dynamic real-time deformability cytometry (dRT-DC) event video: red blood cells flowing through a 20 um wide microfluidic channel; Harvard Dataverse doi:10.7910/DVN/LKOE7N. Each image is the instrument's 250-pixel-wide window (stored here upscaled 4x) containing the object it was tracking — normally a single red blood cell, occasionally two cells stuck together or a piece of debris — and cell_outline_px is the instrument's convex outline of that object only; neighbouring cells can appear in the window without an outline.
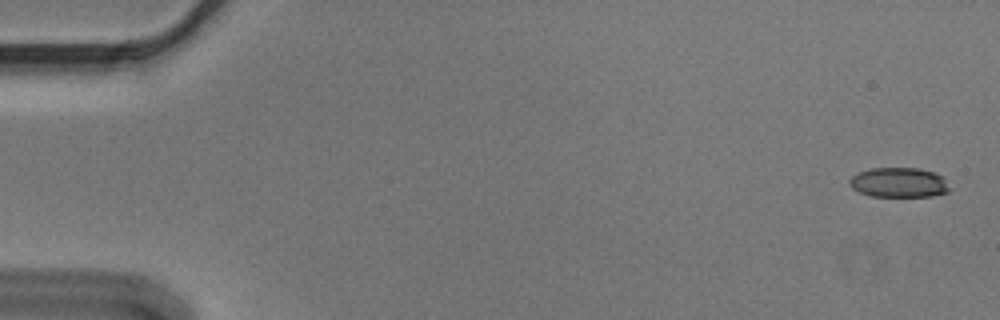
{"species": "Egyptian fruit bat (a non-hibernating species)", "species_latin": "Rousettus aegyptiacus", "temperature_condition": "cold", "stored_images_in_passage": 4, "camera_frame_rate_fps": 3000, "um_per_image_px": 0.085, "animal": {"sex": "male"}, "frame": {"image": 1, "passage_image": 1, "time_ms": 0.0, "image_size_px": [1000, 320], "cell_outline_px": [[952, 188], [948, 192], [932, 196], [868, 196], [852, 188], [848, 184], [848, 180], [852, 176], [860, 172], [872, 168], [920, 168], [936, 172], [944, 176]], "centroid_in_image_um": [76.46, 15.51], "position_along_channel_um": 8.5, "area_um2": 17.69}}